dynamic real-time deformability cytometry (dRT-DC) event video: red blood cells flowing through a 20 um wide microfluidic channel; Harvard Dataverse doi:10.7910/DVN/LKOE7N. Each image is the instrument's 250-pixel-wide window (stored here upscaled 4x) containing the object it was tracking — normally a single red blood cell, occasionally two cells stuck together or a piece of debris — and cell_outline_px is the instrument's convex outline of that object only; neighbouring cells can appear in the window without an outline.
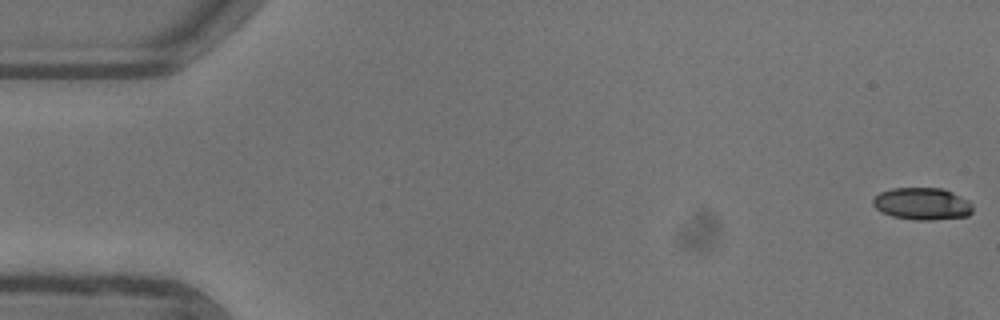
{"species": "common noctule bat (a hibernating species)", "species_latin": "Nyctalus noctula", "temperature_condition": "warm", "stored_images_in_passage": 8, "camera_frame_rate_fps": 3000, "um_per_image_px": 0.085, "animal": {"sex": "female"}, "frame": {"image": 1, "passage_image": 1, "time_ms": 0.0, "image_size_px": [1000, 320], "cell_outline_px": [[972, 212], [968, 216], [932, 220], [916, 220], [892, 216], [880, 212], [872, 204], [872, 200], [880, 192], [892, 188], [944, 188], [968, 200], [972, 204]], "centroid_in_image_um": [78.38, 17.32], "position_along_channel_um": 6.6, "area_um2": 18.79}}